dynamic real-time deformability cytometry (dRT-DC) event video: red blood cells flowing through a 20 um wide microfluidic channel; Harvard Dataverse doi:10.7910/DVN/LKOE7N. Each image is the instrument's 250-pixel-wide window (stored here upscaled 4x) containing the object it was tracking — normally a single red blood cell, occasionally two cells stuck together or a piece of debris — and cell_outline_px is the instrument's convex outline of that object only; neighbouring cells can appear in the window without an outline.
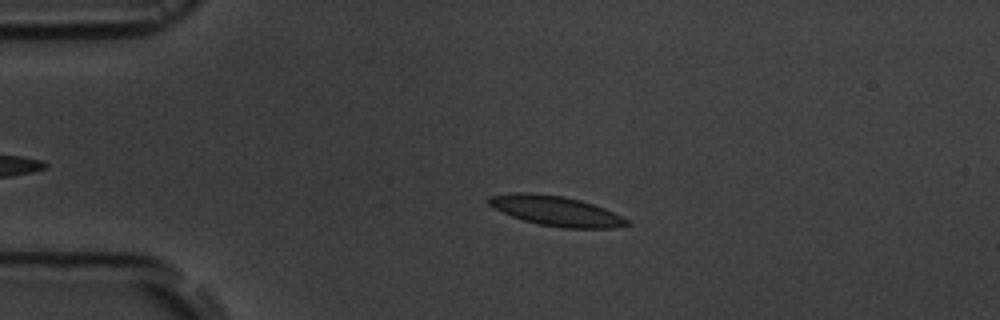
{"species": "common noctule bat (a hibernating species)", "species_latin": "Nyctalus noctula", "temperature_condition": "room temperature", "stored_images_in_passage": 2, "camera_frame_rate_fps": 3000, "um_per_image_px": 0.085, "animal": {"sex": "male", "body_mass_g": 19.5, "forearm_length_mm": 54.6}, "frame": {"image": 1, "passage_image": 2, "time_ms": 2.333, "image_size_px": [1000, 320], "cell_outline_px": [[632, 224], [612, 228], [564, 228], [540, 224], [524, 220], [512, 216], [492, 208], [488, 204], [488, 196], [512, 192], [532, 192], [564, 196], [580, 200], [604, 208], [628, 220]], "centroid_in_image_um": [47.22, 17.91], "position_along_channel_um": 37.8, "area_um2": 24.04}}